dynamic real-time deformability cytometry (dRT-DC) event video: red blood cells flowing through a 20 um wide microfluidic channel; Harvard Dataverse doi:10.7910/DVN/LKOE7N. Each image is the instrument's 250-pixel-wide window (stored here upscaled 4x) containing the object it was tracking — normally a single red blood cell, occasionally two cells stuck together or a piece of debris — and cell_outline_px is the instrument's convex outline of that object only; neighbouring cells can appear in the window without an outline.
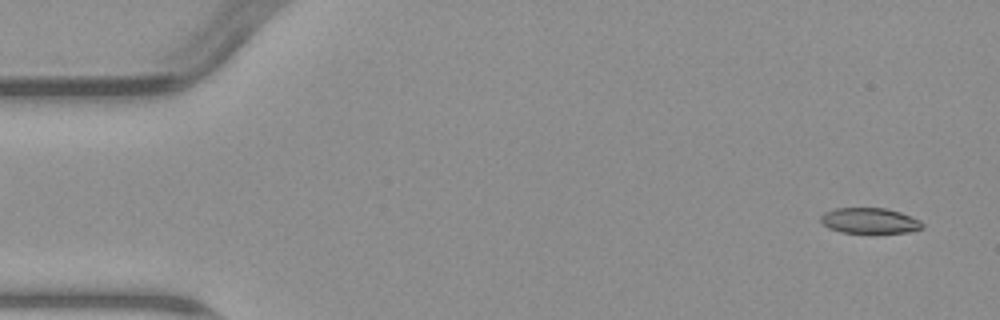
{"species": "common noctule bat (a hibernating species)", "species_latin": "Nyctalus noctula", "temperature_condition": "warm", "stored_images_in_passage": 5, "camera_frame_rate_fps": 3000, "um_per_image_px": 0.085, "animal": {"sex": "male", "body_mass_g": 23.1, "forearm_length_mm": 52.7}, "frame": {"image": 1, "passage_image": 1, "time_ms": 0.0, "image_size_px": [1000, 320], "cell_outline_px": [[924, 224], [920, 228], [908, 232], [840, 232], [828, 228], [820, 220], [820, 216], [824, 212], [836, 208], [884, 208], [900, 212], [920, 220]], "centroid_in_image_um": [73.88, 18.75], "position_along_channel_um": 11.1, "area_um2": 14.91}}
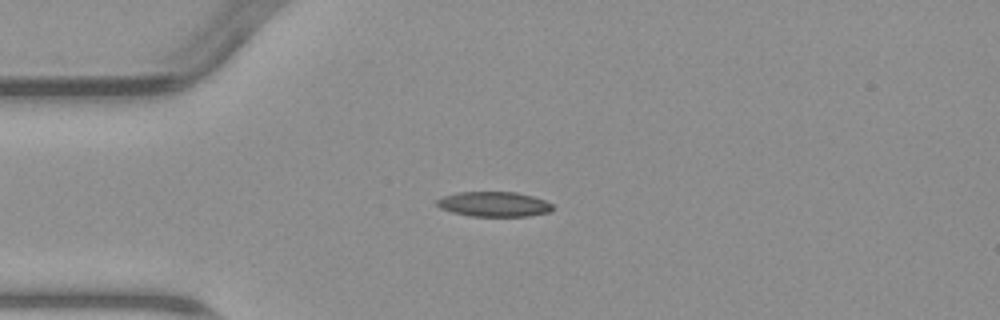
{"frame": {"image": 2, "passage_image": 4, "time_ms": 3.667, "image_size_px": [1000, 320], "cell_outline_px": [[552, 208], [548, 212], [528, 216], [468, 216], [452, 212], [440, 208], [436, 204], [436, 200], [444, 196], [456, 192], [516, 192], [532, 196], [544, 200], [552, 204]], "centroid_in_image_um": [41.95, 17.35], "position_along_channel_um": 43.1, "area_um2": 16.76}}